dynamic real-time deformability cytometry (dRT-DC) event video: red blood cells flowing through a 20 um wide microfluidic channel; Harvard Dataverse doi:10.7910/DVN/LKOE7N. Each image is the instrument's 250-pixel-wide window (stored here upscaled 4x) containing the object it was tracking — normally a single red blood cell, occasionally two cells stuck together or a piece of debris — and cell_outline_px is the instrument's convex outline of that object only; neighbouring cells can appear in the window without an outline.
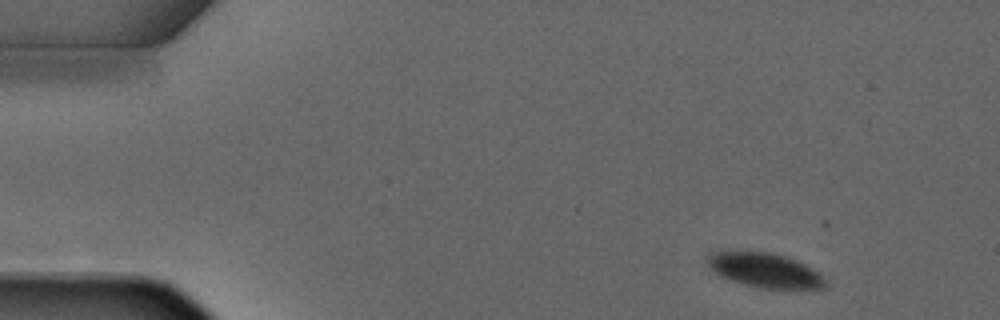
{"species": "common noctule bat (a hibernating species)", "species_latin": "Nyctalus noctula", "temperature_condition": "warm", "stored_images_in_passage": 3, "camera_frame_rate_fps": 3000, "um_per_image_px": 0.085, "animal": {"sex": "male", "forearm_length_mm": 52.5}, "frame": {"image": 1, "passage_image": 1, "time_ms": 0.0, "image_size_px": [1000, 320], "cell_outline_px": [[828, 288], [760, 288], [744, 284], [720, 276], [708, 268], [704, 260], [712, 252], [772, 252], [788, 256], [820, 272], [828, 280]], "centroid_in_image_um": [65.05, 22.97], "position_along_channel_um": 20.0, "area_um2": 23.93}}